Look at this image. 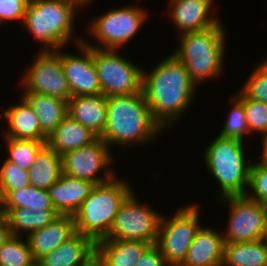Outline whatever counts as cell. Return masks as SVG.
Instances as JSON below:
<instances>
[{
    "label": "cell",
    "instance_id": "cell-1",
    "mask_svg": "<svg viewBox=\"0 0 267 266\" xmlns=\"http://www.w3.org/2000/svg\"><path fill=\"white\" fill-rule=\"evenodd\" d=\"M161 60L150 72L142 70L141 91L152 118L167 130L191 107L197 86L191 81L186 66L175 55L171 53Z\"/></svg>",
    "mask_w": 267,
    "mask_h": 266
},
{
    "label": "cell",
    "instance_id": "cell-2",
    "mask_svg": "<svg viewBox=\"0 0 267 266\" xmlns=\"http://www.w3.org/2000/svg\"><path fill=\"white\" fill-rule=\"evenodd\" d=\"M162 130L152 118L142 91L107 97V122L100 138L110 148L112 145L123 148L138 143L148 144Z\"/></svg>",
    "mask_w": 267,
    "mask_h": 266
},
{
    "label": "cell",
    "instance_id": "cell-3",
    "mask_svg": "<svg viewBox=\"0 0 267 266\" xmlns=\"http://www.w3.org/2000/svg\"><path fill=\"white\" fill-rule=\"evenodd\" d=\"M78 10L69 0H29L23 26L34 39L45 45L41 51L64 48L70 40H75L78 45L84 40L82 37L72 39Z\"/></svg>",
    "mask_w": 267,
    "mask_h": 266
},
{
    "label": "cell",
    "instance_id": "cell-4",
    "mask_svg": "<svg viewBox=\"0 0 267 266\" xmlns=\"http://www.w3.org/2000/svg\"><path fill=\"white\" fill-rule=\"evenodd\" d=\"M225 32L219 21L208 29L179 36L180 44L172 54L186 66L196 86L209 78H218L222 73L226 50Z\"/></svg>",
    "mask_w": 267,
    "mask_h": 266
},
{
    "label": "cell",
    "instance_id": "cell-5",
    "mask_svg": "<svg viewBox=\"0 0 267 266\" xmlns=\"http://www.w3.org/2000/svg\"><path fill=\"white\" fill-rule=\"evenodd\" d=\"M127 182L116 175L95 185L73 215L76 232L88 236L95 243L104 239L112 228L119 207L134 191Z\"/></svg>",
    "mask_w": 267,
    "mask_h": 266
},
{
    "label": "cell",
    "instance_id": "cell-6",
    "mask_svg": "<svg viewBox=\"0 0 267 266\" xmlns=\"http://www.w3.org/2000/svg\"><path fill=\"white\" fill-rule=\"evenodd\" d=\"M243 142L218 135L203 152L207 171L220 185L219 198L246 195L248 191L251 159L245 158Z\"/></svg>",
    "mask_w": 267,
    "mask_h": 266
},
{
    "label": "cell",
    "instance_id": "cell-7",
    "mask_svg": "<svg viewBox=\"0 0 267 266\" xmlns=\"http://www.w3.org/2000/svg\"><path fill=\"white\" fill-rule=\"evenodd\" d=\"M199 204H188L175 211L172 218L162 216L155 245L170 266H180L202 227Z\"/></svg>",
    "mask_w": 267,
    "mask_h": 266
},
{
    "label": "cell",
    "instance_id": "cell-8",
    "mask_svg": "<svg viewBox=\"0 0 267 266\" xmlns=\"http://www.w3.org/2000/svg\"><path fill=\"white\" fill-rule=\"evenodd\" d=\"M147 10L138 5L112 8L97 16L90 24V34L99 45L83 42L89 47L119 50L138 33L147 19Z\"/></svg>",
    "mask_w": 267,
    "mask_h": 266
},
{
    "label": "cell",
    "instance_id": "cell-9",
    "mask_svg": "<svg viewBox=\"0 0 267 266\" xmlns=\"http://www.w3.org/2000/svg\"><path fill=\"white\" fill-rule=\"evenodd\" d=\"M114 49L92 47L93 62L106 97L141 92L142 69Z\"/></svg>",
    "mask_w": 267,
    "mask_h": 266
},
{
    "label": "cell",
    "instance_id": "cell-10",
    "mask_svg": "<svg viewBox=\"0 0 267 266\" xmlns=\"http://www.w3.org/2000/svg\"><path fill=\"white\" fill-rule=\"evenodd\" d=\"M133 191L119 207L112 228L104 239L155 244L162 214L138 201ZM141 203V204H140Z\"/></svg>",
    "mask_w": 267,
    "mask_h": 266
},
{
    "label": "cell",
    "instance_id": "cell-11",
    "mask_svg": "<svg viewBox=\"0 0 267 266\" xmlns=\"http://www.w3.org/2000/svg\"><path fill=\"white\" fill-rule=\"evenodd\" d=\"M23 93L45 94L68 102L72 97L61 64L60 49L40 51L34 63L24 69Z\"/></svg>",
    "mask_w": 267,
    "mask_h": 266
},
{
    "label": "cell",
    "instance_id": "cell-12",
    "mask_svg": "<svg viewBox=\"0 0 267 266\" xmlns=\"http://www.w3.org/2000/svg\"><path fill=\"white\" fill-rule=\"evenodd\" d=\"M110 150L112 149L98 138L88 146L66 152L62 155V173L95 185L103 184L116 176L115 170L110 168L114 158ZM102 169L105 171L101 177L99 173Z\"/></svg>",
    "mask_w": 267,
    "mask_h": 266
},
{
    "label": "cell",
    "instance_id": "cell-13",
    "mask_svg": "<svg viewBox=\"0 0 267 266\" xmlns=\"http://www.w3.org/2000/svg\"><path fill=\"white\" fill-rule=\"evenodd\" d=\"M228 203L229 218L227 230L223 232L225 243L252 242L260 238L267 218V207L246 195L219 198Z\"/></svg>",
    "mask_w": 267,
    "mask_h": 266
},
{
    "label": "cell",
    "instance_id": "cell-14",
    "mask_svg": "<svg viewBox=\"0 0 267 266\" xmlns=\"http://www.w3.org/2000/svg\"><path fill=\"white\" fill-rule=\"evenodd\" d=\"M79 56L63 53L60 48L61 64L68 82L71 96H90L101 94L100 83L93 62L92 47L84 42L78 43Z\"/></svg>",
    "mask_w": 267,
    "mask_h": 266
},
{
    "label": "cell",
    "instance_id": "cell-15",
    "mask_svg": "<svg viewBox=\"0 0 267 266\" xmlns=\"http://www.w3.org/2000/svg\"><path fill=\"white\" fill-rule=\"evenodd\" d=\"M214 0H169L170 18L180 35L216 25L217 16L210 14Z\"/></svg>",
    "mask_w": 267,
    "mask_h": 266
},
{
    "label": "cell",
    "instance_id": "cell-16",
    "mask_svg": "<svg viewBox=\"0 0 267 266\" xmlns=\"http://www.w3.org/2000/svg\"><path fill=\"white\" fill-rule=\"evenodd\" d=\"M95 242L75 232L56 250L38 260L40 266H94Z\"/></svg>",
    "mask_w": 267,
    "mask_h": 266
},
{
    "label": "cell",
    "instance_id": "cell-17",
    "mask_svg": "<svg viewBox=\"0 0 267 266\" xmlns=\"http://www.w3.org/2000/svg\"><path fill=\"white\" fill-rule=\"evenodd\" d=\"M95 184L61 174L57 182L46 191L51 198L54 210L59 215H74L89 196Z\"/></svg>",
    "mask_w": 267,
    "mask_h": 266
},
{
    "label": "cell",
    "instance_id": "cell-18",
    "mask_svg": "<svg viewBox=\"0 0 267 266\" xmlns=\"http://www.w3.org/2000/svg\"><path fill=\"white\" fill-rule=\"evenodd\" d=\"M151 243L101 239L95 244L96 266H137Z\"/></svg>",
    "mask_w": 267,
    "mask_h": 266
},
{
    "label": "cell",
    "instance_id": "cell-19",
    "mask_svg": "<svg viewBox=\"0 0 267 266\" xmlns=\"http://www.w3.org/2000/svg\"><path fill=\"white\" fill-rule=\"evenodd\" d=\"M75 223L72 215H57L47 226L26 236L33 258L38 261L56 250L74 233Z\"/></svg>",
    "mask_w": 267,
    "mask_h": 266
},
{
    "label": "cell",
    "instance_id": "cell-20",
    "mask_svg": "<svg viewBox=\"0 0 267 266\" xmlns=\"http://www.w3.org/2000/svg\"><path fill=\"white\" fill-rule=\"evenodd\" d=\"M224 244L220 229L201 227L180 266H222Z\"/></svg>",
    "mask_w": 267,
    "mask_h": 266
},
{
    "label": "cell",
    "instance_id": "cell-21",
    "mask_svg": "<svg viewBox=\"0 0 267 266\" xmlns=\"http://www.w3.org/2000/svg\"><path fill=\"white\" fill-rule=\"evenodd\" d=\"M68 115L100 138L107 122V97L103 94L72 96L68 100Z\"/></svg>",
    "mask_w": 267,
    "mask_h": 266
},
{
    "label": "cell",
    "instance_id": "cell-22",
    "mask_svg": "<svg viewBox=\"0 0 267 266\" xmlns=\"http://www.w3.org/2000/svg\"><path fill=\"white\" fill-rule=\"evenodd\" d=\"M20 101L19 104L7 107L4 112H0V116H3L8 123V128L4 131L6 132L4 137L47 141L32 107L23 97Z\"/></svg>",
    "mask_w": 267,
    "mask_h": 266
},
{
    "label": "cell",
    "instance_id": "cell-23",
    "mask_svg": "<svg viewBox=\"0 0 267 266\" xmlns=\"http://www.w3.org/2000/svg\"><path fill=\"white\" fill-rule=\"evenodd\" d=\"M99 137L90 129L67 115L48 136L46 144L60 156L88 146Z\"/></svg>",
    "mask_w": 267,
    "mask_h": 266
},
{
    "label": "cell",
    "instance_id": "cell-24",
    "mask_svg": "<svg viewBox=\"0 0 267 266\" xmlns=\"http://www.w3.org/2000/svg\"><path fill=\"white\" fill-rule=\"evenodd\" d=\"M21 96L32 107L47 138L68 115V102L63 99L36 93H23Z\"/></svg>",
    "mask_w": 267,
    "mask_h": 266
},
{
    "label": "cell",
    "instance_id": "cell-25",
    "mask_svg": "<svg viewBox=\"0 0 267 266\" xmlns=\"http://www.w3.org/2000/svg\"><path fill=\"white\" fill-rule=\"evenodd\" d=\"M13 236H28L30 233L47 226L59 215L55 210H31L25 207L2 208ZM24 231V232H23ZM27 235H26V233Z\"/></svg>",
    "mask_w": 267,
    "mask_h": 266
},
{
    "label": "cell",
    "instance_id": "cell-26",
    "mask_svg": "<svg viewBox=\"0 0 267 266\" xmlns=\"http://www.w3.org/2000/svg\"><path fill=\"white\" fill-rule=\"evenodd\" d=\"M28 174L31 186L47 190L62 174V156L46 144L37 154Z\"/></svg>",
    "mask_w": 267,
    "mask_h": 266
},
{
    "label": "cell",
    "instance_id": "cell-27",
    "mask_svg": "<svg viewBox=\"0 0 267 266\" xmlns=\"http://www.w3.org/2000/svg\"><path fill=\"white\" fill-rule=\"evenodd\" d=\"M222 266H267V247L259 240L225 243Z\"/></svg>",
    "mask_w": 267,
    "mask_h": 266
},
{
    "label": "cell",
    "instance_id": "cell-28",
    "mask_svg": "<svg viewBox=\"0 0 267 266\" xmlns=\"http://www.w3.org/2000/svg\"><path fill=\"white\" fill-rule=\"evenodd\" d=\"M2 208L25 207L31 210H54L51 198L46 190L31 185L22 189L8 191L1 198Z\"/></svg>",
    "mask_w": 267,
    "mask_h": 266
},
{
    "label": "cell",
    "instance_id": "cell-29",
    "mask_svg": "<svg viewBox=\"0 0 267 266\" xmlns=\"http://www.w3.org/2000/svg\"><path fill=\"white\" fill-rule=\"evenodd\" d=\"M7 160L17 164L19 167L29 170L34 163L39 151L46 145V141L33 139L6 138Z\"/></svg>",
    "mask_w": 267,
    "mask_h": 266
},
{
    "label": "cell",
    "instance_id": "cell-30",
    "mask_svg": "<svg viewBox=\"0 0 267 266\" xmlns=\"http://www.w3.org/2000/svg\"><path fill=\"white\" fill-rule=\"evenodd\" d=\"M22 238L12 236L0 246V266H28L35 262L26 237Z\"/></svg>",
    "mask_w": 267,
    "mask_h": 266
},
{
    "label": "cell",
    "instance_id": "cell-31",
    "mask_svg": "<svg viewBox=\"0 0 267 266\" xmlns=\"http://www.w3.org/2000/svg\"><path fill=\"white\" fill-rule=\"evenodd\" d=\"M234 96V98L232 97V99H234L232 101L234 102L233 108L229 111L230 113L227 115L228 118H226L225 124L218 135L243 141L244 135L246 133L249 134L247 118L243 106V92L238 90Z\"/></svg>",
    "mask_w": 267,
    "mask_h": 266
},
{
    "label": "cell",
    "instance_id": "cell-32",
    "mask_svg": "<svg viewBox=\"0 0 267 266\" xmlns=\"http://www.w3.org/2000/svg\"><path fill=\"white\" fill-rule=\"evenodd\" d=\"M28 170L17 164L4 160L0 167V199L8 192L30 185Z\"/></svg>",
    "mask_w": 267,
    "mask_h": 266
},
{
    "label": "cell",
    "instance_id": "cell-33",
    "mask_svg": "<svg viewBox=\"0 0 267 266\" xmlns=\"http://www.w3.org/2000/svg\"><path fill=\"white\" fill-rule=\"evenodd\" d=\"M257 64L240 90L248 98L267 104V57Z\"/></svg>",
    "mask_w": 267,
    "mask_h": 266
},
{
    "label": "cell",
    "instance_id": "cell-34",
    "mask_svg": "<svg viewBox=\"0 0 267 266\" xmlns=\"http://www.w3.org/2000/svg\"><path fill=\"white\" fill-rule=\"evenodd\" d=\"M243 106L249 133H267V104L248 98L243 93Z\"/></svg>",
    "mask_w": 267,
    "mask_h": 266
},
{
    "label": "cell",
    "instance_id": "cell-35",
    "mask_svg": "<svg viewBox=\"0 0 267 266\" xmlns=\"http://www.w3.org/2000/svg\"><path fill=\"white\" fill-rule=\"evenodd\" d=\"M249 190L246 196L267 207V165L252 162L249 170ZM250 194V195H249Z\"/></svg>",
    "mask_w": 267,
    "mask_h": 266
},
{
    "label": "cell",
    "instance_id": "cell-36",
    "mask_svg": "<svg viewBox=\"0 0 267 266\" xmlns=\"http://www.w3.org/2000/svg\"><path fill=\"white\" fill-rule=\"evenodd\" d=\"M29 0H0V25L6 21L24 20L26 6Z\"/></svg>",
    "mask_w": 267,
    "mask_h": 266
},
{
    "label": "cell",
    "instance_id": "cell-37",
    "mask_svg": "<svg viewBox=\"0 0 267 266\" xmlns=\"http://www.w3.org/2000/svg\"><path fill=\"white\" fill-rule=\"evenodd\" d=\"M137 266H170L155 244L143 254Z\"/></svg>",
    "mask_w": 267,
    "mask_h": 266
},
{
    "label": "cell",
    "instance_id": "cell-38",
    "mask_svg": "<svg viewBox=\"0 0 267 266\" xmlns=\"http://www.w3.org/2000/svg\"><path fill=\"white\" fill-rule=\"evenodd\" d=\"M13 234L7 220L2 217L0 219V246L12 238Z\"/></svg>",
    "mask_w": 267,
    "mask_h": 266
},
{
    "label": "cell",
    "instance_id": "cell-39",
    "mask_svg": "<svg viewBox=\"0 0 267 266\" xmlns=\"http://www.w3.org/2000/svg\"><path fill=\"white\" fill-rule=\"evenodd\" d=\"M262 136V156L261 159L259 160L260 162L258 163H263V164H266L267 165V133L266 134H263L261 135Z\"/></svg>",
    "mask_w": 267,
    "mask_h": 266
},
{
    "label": "cell",
    "instance_id": "cell-40",
    "mask_svg": "<svg viewBox=\"0 0 267 266\" xmlns=\"http://www.w3.org/2000/svg\"><path fill=\"white\" fill-rule=\"evenodd\" d=\"M259 241L262 242L267 247V218L264 222L263 230L261 232Z\"/></svg>",
    "mask_w": 267,
    "mask_h": 266
},
{
    "label": "cell",
    "instance_id": "cell-41",
    "mask_svg": "<svg viewBox=\"0 0 267 266\" xmlns=\"http://www.w3.org/2000/svg\"><path fill=\"white\" fill-rule=\"evenodd\" d=\"M74 5H76L80 10L84 8V6H88L90 4V1L92 0H69Z\"/></svg>",
    "mask_w": 267,
    "mask_h": 266
},
{
    "label": "cell",
    "instance_id": "cell-42",
    "mask_svg": "<svg viewBox=\"0 0 267 266\" xmlns=\"http://www.w3.org/2000/svg\"><path fill=\"white\" fill-rule=\"evenodd\" d=\"M3 217V214H2V206H1V199H0V219Z\"/></svg>",
    "mask_w": 267,
    "mask_h": 266
},
{
    "label": "cell",
    "instance_id": "cell-43",
    "mask_svg": "<svg viewBox=\"0 0 267 266\" xmlns=\"http://www.w3.org/2000/svg\"><path fill=\"white\" fill-rule=\"evenodd\" d=\"M28 266H40V265H39L38 261H35L34 263H32V264H30Z\"/></svg>",
    "mask_w": 267,
    "mask_h": 266
}]
</instances>
